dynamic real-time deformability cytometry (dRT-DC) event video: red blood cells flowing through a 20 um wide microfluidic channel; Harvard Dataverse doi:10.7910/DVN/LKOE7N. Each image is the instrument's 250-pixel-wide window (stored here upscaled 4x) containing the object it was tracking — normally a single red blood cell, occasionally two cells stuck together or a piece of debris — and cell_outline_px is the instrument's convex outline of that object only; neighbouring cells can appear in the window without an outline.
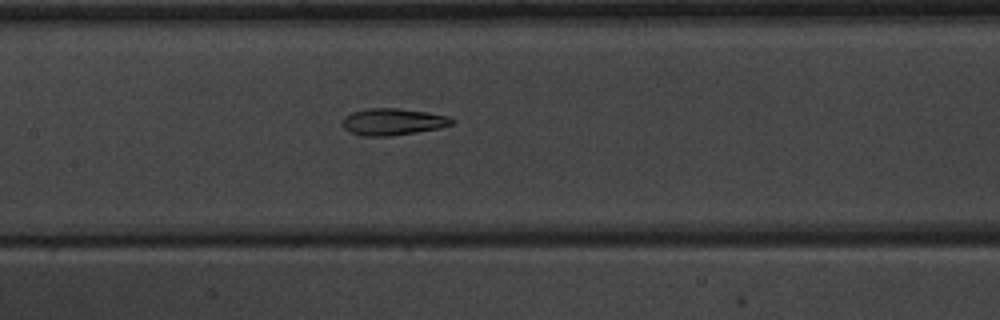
{"species": "common noctule bat (a hibernating species)", "species_latin": "Nyctalus noctula", "temperature_condition": "warm", "stored_images_in_passage": 7, "camera_frame_rate_fps": 3000, "um_per_image_px": 0.085, "animal": {"sex": "male", "body_mass_g": 20.1, "forearm_length_mm": 53.5}, "frame": {"image": 1, "passage_image": 7, "time_ms": 10.0, "image_size_px": [1000, 320], "cell_outline_px": [[456, 120], [452, 124], [440, 128], [416, 132], [388, 136], [364, 136], [352, 132], [344, 128], [344, 116], [352, 112], [368, 108], [400, 108], [428, 112], [448, 116]], "centroid_in_image_um": [33.43, 10.34], "position_along_channel_um": 174.0, "area_um2": 16.99}}